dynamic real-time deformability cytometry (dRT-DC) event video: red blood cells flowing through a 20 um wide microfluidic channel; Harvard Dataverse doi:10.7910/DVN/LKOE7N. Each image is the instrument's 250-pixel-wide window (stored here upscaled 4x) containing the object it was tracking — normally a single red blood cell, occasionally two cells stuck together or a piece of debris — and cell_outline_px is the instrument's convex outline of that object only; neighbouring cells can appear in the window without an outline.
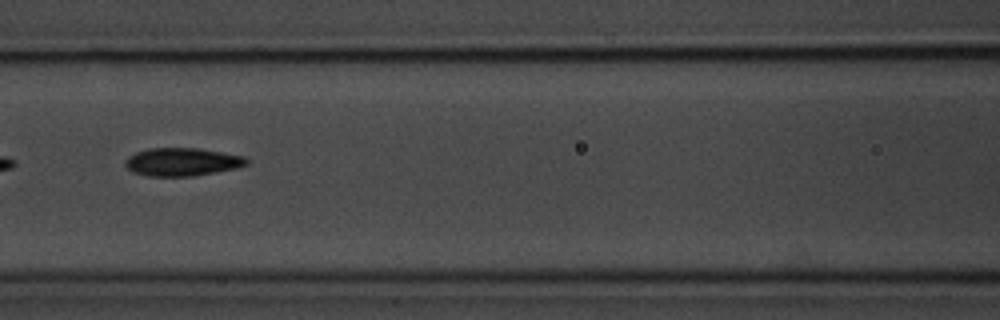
{"species": "common noctule bat (a hibernating species)", "species_latin": "Nyctalus noctula", "temperature_condition": "room temperature", "stored_images_in_passage": 40, "camera_frame_rate_fps": 3000, "um_per_image_px": 0.085, "animal": {"sex": "male", "body_mass_g": 20.1, "forearm_length_mm": 53.5}, "frame": {"image": 1, "passage_image": 12, "time_ms": 3.667, "image_size_px": [1000, 320], "cell_outline_px": [[248, 164], [236, 168], [196, 176], [148, 176], [132, 172], [124, 164], [124, 160], [128, 156], [136, 152], [148, 148], [200, 148], [244, 156], [248, 160]], "centroid_in_image_um": [15.47, 13.76], "position_along_channel_um": 151.1, "area_um2": 20.0}}
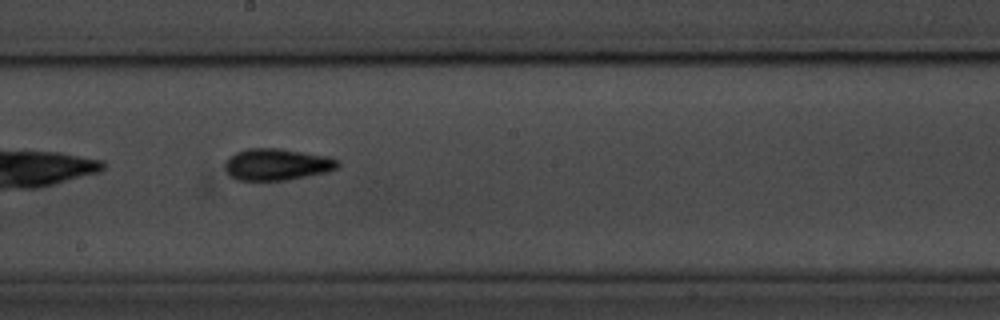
{"frame": {"image": 2, "passage_image": 18, "time_ms": 5.667, "image_size_px": [1000, 320], "cell_outline_px": [[340, 164], [336, 168], [328, 172], [288, 180], [236, 180], [224, 168], [224, 160], [228, 156], [236, 152], [248, 148], [280, 148], [328, 156], [340, 160]], "centroid_in_image_um": [23.54, 13.97], "position_along_channel_um": 224.7, "area_um2": 21.1}, "authors_computed_cell_mechanics": {"area_um2": 19.1896, "velocity_mm_per_s": 3.6908, "shape_relaxation_time_tau1_ms": 2.7504, "shape_relaxation_time_tau2_ms": 3.3821, "deformation_change_tau1": 0.1326, "deformation_change_tau2": 0.1086}}